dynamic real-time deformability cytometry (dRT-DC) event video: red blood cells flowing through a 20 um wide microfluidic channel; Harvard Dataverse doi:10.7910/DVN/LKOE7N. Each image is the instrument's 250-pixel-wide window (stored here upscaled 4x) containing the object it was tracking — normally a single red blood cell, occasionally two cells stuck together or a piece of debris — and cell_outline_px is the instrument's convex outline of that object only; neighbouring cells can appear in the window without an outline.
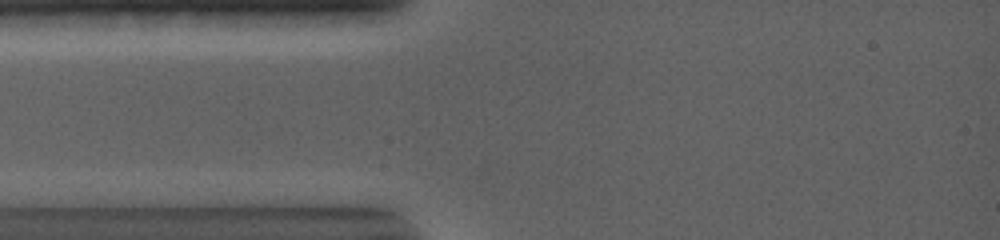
{"species": "common noctule bat (a hibernating species)", "species_latin": "Nyctalus noctula", "temperature_condition": "warm", "stored_images_in_passage": 1, "camera_frame_rate_fps": 5000, "um_per_image_px": 0.085, "animal": {"sex": "female", "body_mass_g": 19.0, "forearm_length_mm": 56.7}, "frame": {"image": 1, "passage_image": 1, "time_ms": 0.0, "image_size_px": [1000, 240], "cell_outline_px": [[528, 104], [512, 140], [504, 152], [488, 140], [476, 120], [508, 92], [524, 100]], "centroid_in_image_um": [42.74, 10.22], "position_along_channel_um": 42.3, "area_um2": 12.14}}